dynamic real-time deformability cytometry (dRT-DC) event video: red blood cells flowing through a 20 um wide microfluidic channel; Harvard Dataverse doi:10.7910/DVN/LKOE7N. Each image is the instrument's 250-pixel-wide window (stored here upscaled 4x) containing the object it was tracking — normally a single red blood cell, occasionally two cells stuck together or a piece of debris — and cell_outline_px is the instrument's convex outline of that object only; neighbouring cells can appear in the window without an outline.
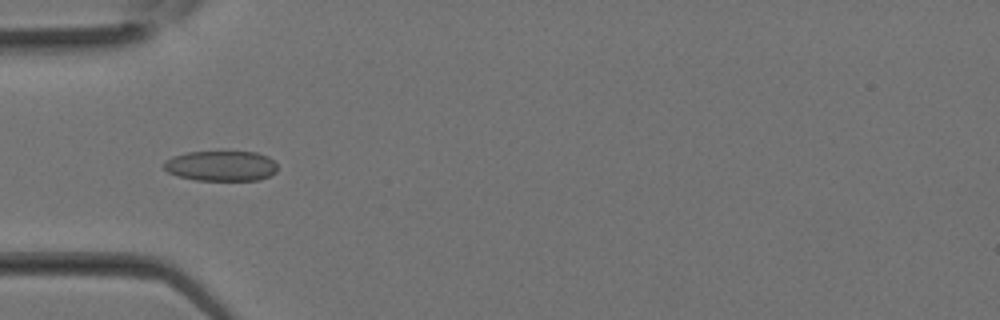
{"species": "Egyptian fruit bat (a non-hibernating species)", "species_latin": "Rousettus aegyptiacus", "temperature_condition": "room temperature", "stored_images_in_passage": 26, "camera_frame_rate_fps": 3000, "um_per_image_px": 0.085, "animal": {"sex": "female"}, "frame": {"image": 1, "passage_image": 5, "time_ms": 1.333, "image_size_px": [1000, 320], "cell_outline_px": [[276, 172], [260, 180], [196, 180], [180, 176], [168, 172], [164, 168], [164, 160], [172, 156], [188, 152], [256, 152], [268, 156], [276, 164]], "centroid_in_image_um": [18.79, 14.1], "position_along_channel_um": 66.2, "area_um2": 19.94}}
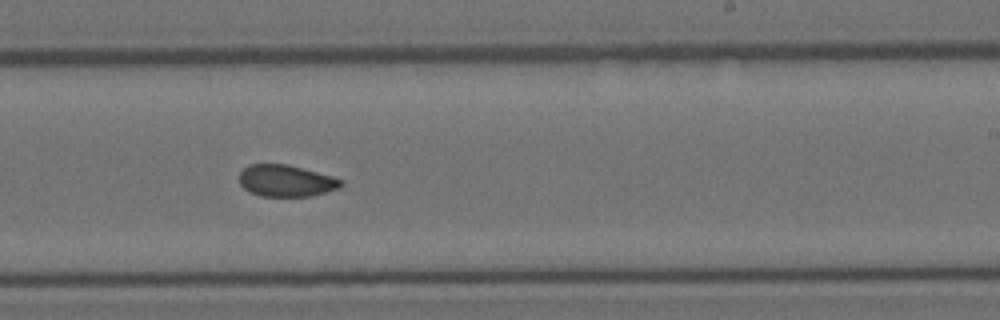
{"frame": {"image": 2, "passage_image": 14, "time_ms": 4.333, "image_size_px": [1000, 320], "cell_outline_px": [[344, 184], [340, 188], [312, 196], [260, 196], [248, 192], [240, 184], [240, 172], [248, 164], [288, 164], [332, 176], [344, 180]], "centroid_in_image_um": [24.33, 15.37], "position_along_channel_um": 264.7, "area_um2": 18.96}}
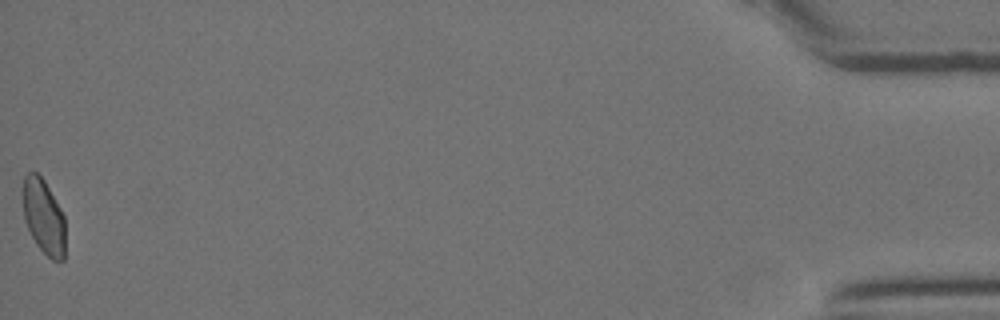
{"frame": {"image": 3, "passage_image": 26, "time_ms": 8.333, "image_size_px": [1000, 320], "cell_outline_px": [[64, 260], [52, 260], [36, 244], [24, 220], [20, 192], [20, 188], [24, 176], [28, 172], [36, 172], [44, 180], [60, 208], [64, 216]], "centroid_in_image_um": [3.65, 18.35], "position_along_channel_um": 431.6, "area_um2": 18.79}}